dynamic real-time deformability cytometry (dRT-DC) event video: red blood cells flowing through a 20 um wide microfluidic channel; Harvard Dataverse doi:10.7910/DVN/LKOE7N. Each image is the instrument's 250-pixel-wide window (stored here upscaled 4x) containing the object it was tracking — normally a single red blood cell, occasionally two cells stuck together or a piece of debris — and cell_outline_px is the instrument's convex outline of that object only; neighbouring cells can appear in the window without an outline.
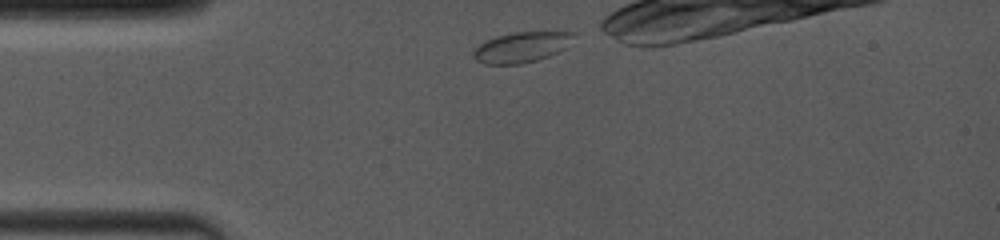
{"species": "common noctule bat (a hibernating species)", "species_latin": "Nyctalus noctula", "temperature_condition": "room temperature", "stored_images_in_passage": 18, "camera_frame_rate_fps": 4000, "um_per_image_px": 0.085, "animal": {"sex": "female", "body_mass_g": 19.0, "forearm_length_mm": 53.3}, "frame": {"image": 1, "passage_image": 1, "time_ms": 0.0, "image_size_px": [1000, 240], "cell_outline_px": [[576, 32], [564, 48], [548, 56], [536, 60], [520, 64], [484, 64], [476, 60], [472, 56], [472, 52], [484, 40], [496, 36], [516, 32]], "centroid_in_image_um": [44.25, 4.01], "position_along_channel_um": 40.7, "area_um2": 17.51}}
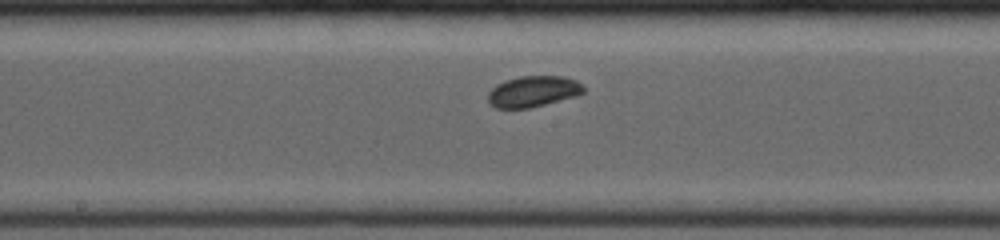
{"frame": {"image": 2, "passage_image": 8, "time_ms": 4.75, "image_size_px": [1000, 240], "cell_outline_px": [[584, 92], [576, 96], [532, 108], [496, 108], [488, 100], [488, 92], [496, 84], [520, 76], [564, 76], [576, 80], [584, 88]], "centroid_in_image_um": [45.33, 7.77], "position_along_channel_um": 202.9, "area_um2": 17.22}}
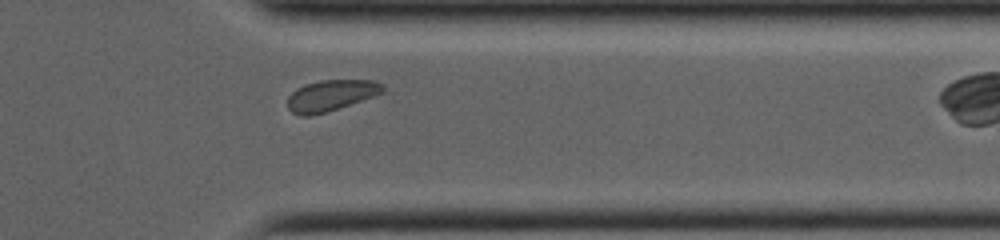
{"frame": {"image": 3, "passage_image": 17, "time_ms": 9.25, "image_size_px": [1000, 240], "cell_outline_px": [[384, 92], [376, 96], [324, 112], [308, 116], [300, 116], [292, 112], [288, 108], [288, 96], [296, 88], [304, 84], [320, 80], [376, 80], [384, 84]], "centroid_in_image_um": [28.15, 8.09], "position_along_channel_um": 383.3, "area_um2": 17.28}}